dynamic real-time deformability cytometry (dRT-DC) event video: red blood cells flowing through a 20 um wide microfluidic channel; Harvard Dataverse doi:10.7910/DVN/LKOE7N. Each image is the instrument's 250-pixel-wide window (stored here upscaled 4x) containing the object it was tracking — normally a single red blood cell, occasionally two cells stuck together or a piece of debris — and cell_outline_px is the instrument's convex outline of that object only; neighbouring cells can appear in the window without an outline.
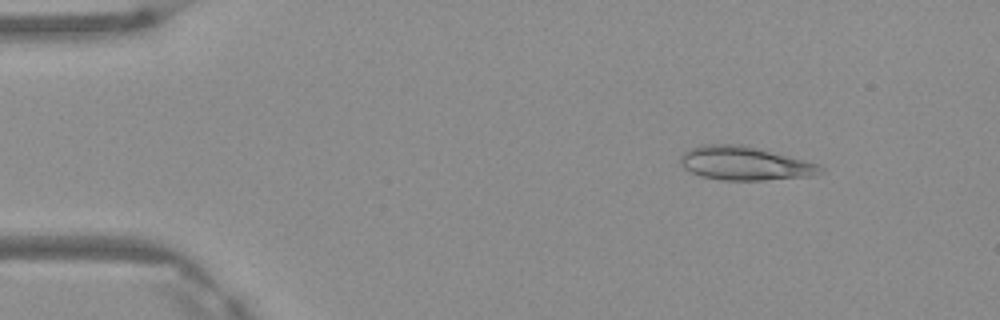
{"species": "Egyptian fruit bat (a non-hibernating species)", "species_latin": "Rousettus aegyptiacus", "temperature_condition": "warm", "stored_images_in_passage": 3, "camera_frame_rate_fps": 3000, "um_per_image_px": 0.085, "frame": {"image": 1, "passage_image": 1, "time_ms": 0.0, "image_size_px": [1000, 320], "cell_outline_px": [[824, 172], [812, 176], [764, 180], [720, 180], [700, 176], [684, 168], [680, 164], [680, 156], [688, 148], [700, 144], [740, 144], [820, 164], [824, 168]], "centroid_in_image_um": [63.28, 13.89], "position_along_channel_um": 21.7, "area_um2": 27.57}}